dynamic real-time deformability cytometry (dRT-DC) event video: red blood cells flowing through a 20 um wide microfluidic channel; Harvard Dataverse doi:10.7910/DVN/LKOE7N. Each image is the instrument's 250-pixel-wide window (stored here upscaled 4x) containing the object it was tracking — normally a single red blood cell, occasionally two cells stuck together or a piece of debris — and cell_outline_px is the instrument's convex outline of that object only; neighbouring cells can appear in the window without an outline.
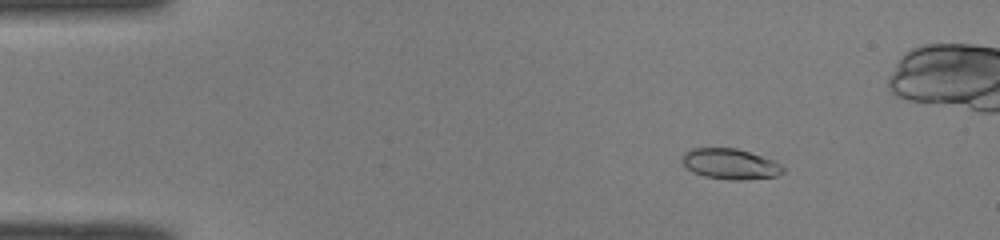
{"species": "common noctule bat (a hibernating species)", "species_latin": "Nyctalus noctula", "temperature_condition": "room temperature", "stored_images_in_passage": 51, "camera_frame_rate_fps": 3000, "um_per_image_px": 0.085, "animal": {"sex": "male", "body_mass_g": 19.0, "forearm_length_mm": 50.8}, "frame": {"image": 1, "passage_image": 7, "time_ms": 2.0, "image_size_px": [1000, 240], "cell_outline_px": [[784, 172], [776, 176], [740, 180], [728, 180], [704, 176], [692, 172], [684, 164], [684, 152], [692, 148], [736, 148], [772, 160], [780, 164], [784, 168]], "centroid_in_image_um": [62.07, 13.94], "position_along_channel_um": 22.9, "area_um2": 17.69}}
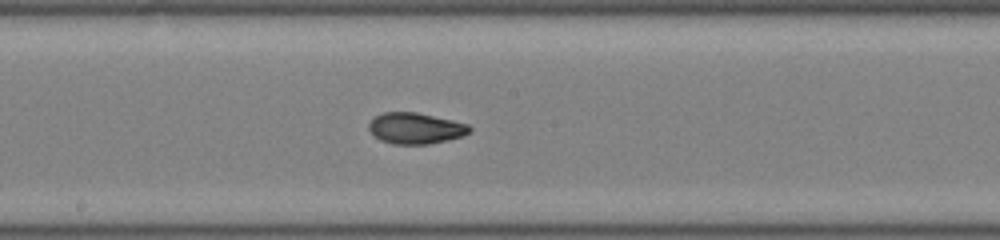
{"frame": {"image": 2, "passage_image": 27, "time_ms": 8.667, "image_size_px": [1000, 240], "cell_outline_px": [[472, 128], [468, 132], [460, 136], [448, 140], [428, 144], [392, 144], [380, 140], [368, 128], [368, 124], [376, 116], [384, 112], [416, 112], [452, 120], [468, 124]], "centroid_in_image_um": [35.31, 10.9], "position_along_channel_um": 212.9, "area_um2": 18.03}}
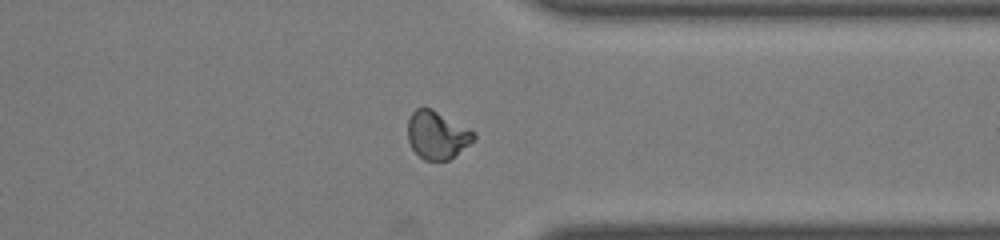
{"frame": {"image": 3, "passage_image": 39, "time_ms": 12.667, "image_size_px": [1000, 240], "cell_outline_px": [[476, 136], [468, 144], [448, 160], [424, 160], [412, 148], [408, 140], [408, 116], [416, 108], [432, 108], [476, 132]], "centroid_in_image_um": [37.12, 11.45], "position_along_channel_um": 374.3, "area_um2": 18.21}, "authors_computed_cell_mechanics": {"area_um2": 18.207, "velocity_mm_per_s": 4.0965, "shape_relaxation_time_tau1_ms": 7.9095, "shape_relaxation_time_tau2_ms": 1.5455, "deformation_change_tau1": 0.2209, "deformation_change_tau2": 0.0583}}